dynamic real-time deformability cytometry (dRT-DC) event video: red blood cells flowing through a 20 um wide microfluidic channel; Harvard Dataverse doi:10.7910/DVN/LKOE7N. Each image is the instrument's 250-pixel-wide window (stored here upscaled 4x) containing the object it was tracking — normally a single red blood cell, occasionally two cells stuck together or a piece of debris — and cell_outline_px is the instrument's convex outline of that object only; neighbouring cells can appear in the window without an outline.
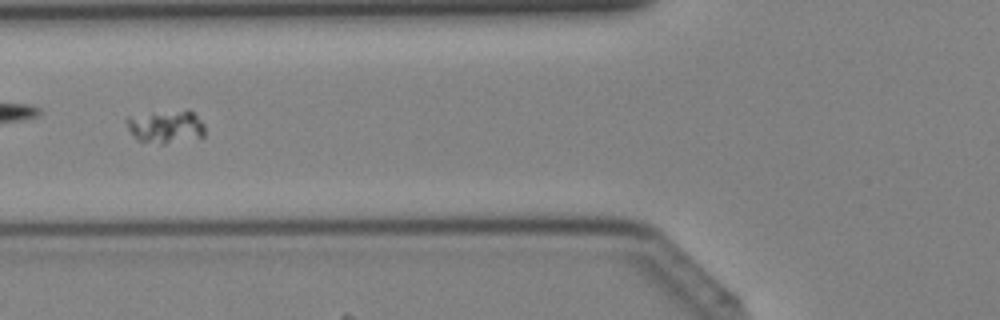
{"species": "Egyptian fruit bat (a non-hibernating species)", "species_latin": "Rousettus aegyptiacus", "temperature_condition": "cold", "stored_images_in_passage": 41, "camera_frame_rate_fps": 3000, "um_per_image_px": 0.085, "animal": {"sex": "female"}, "frame": {"image": 1, "passage_image": 16, "time_ms": 5.0, "image_size_px": [1000, 320], "cell_outline_px": [[204, 136], [164, 144], [160, 144], [140, 140], [128, 128], [124, 120], [128, 116], [152, 112], [188, 108], [204, 124]], "centroid_in_image_um": [14.1, 10.72], "position_along_channel_um": 111.7, "area_um2": 15.14}}
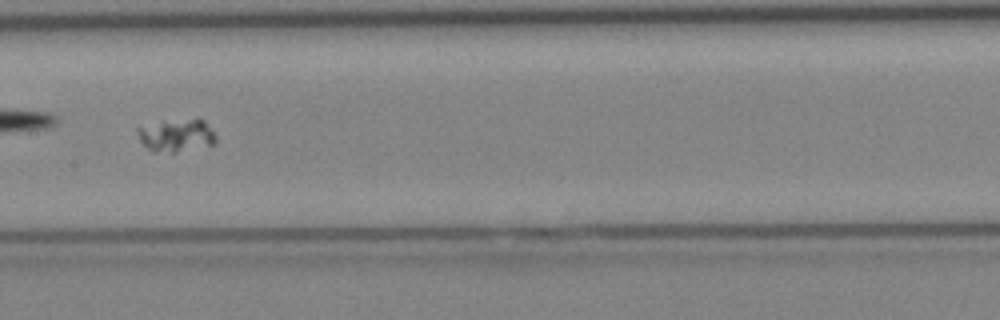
{"frame": {"image": 2, "passage_image": 21, "time_ms": 6.667, "image_size_px": [1000, 320], "cell_outline_px": [[216, 144], [176, 152], [152, 152], [140, 140], [136, 132], [136, 128], [160, 124], [192, 120], [204, 120], [216, 136]], "centroid_in_image_um": [15.03, 11.57], "position_along_channel_um": 192.4, "area_um2": 14.16}}
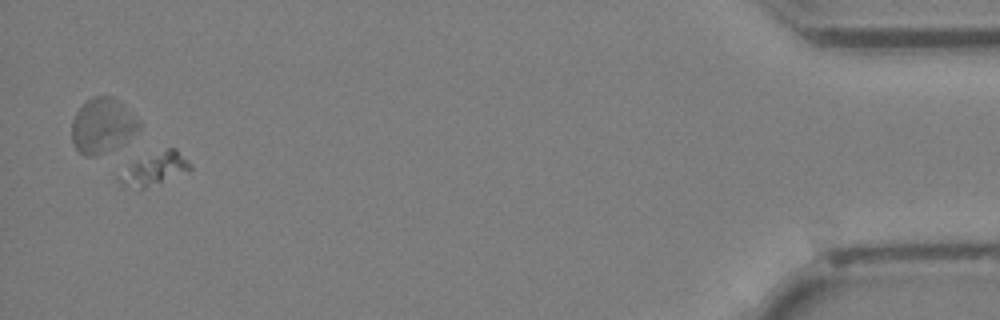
{"frame": {"image": 3, "passage_image": 40, "time_ms": 13.0, "image_size_px": [1000, 320], "cell_outline_px": [[192, 168], [188, 172], [160, 184], [144, 188], [140, 188], [120, 184], [116, 180], [116, 176], [136, 160], [168, 148], [176, 148], [192, 164]], "centroid_in_image_um": [13.18, 14.38], "position_along_channel_um": 422.0, "area_um2": 13.53}}